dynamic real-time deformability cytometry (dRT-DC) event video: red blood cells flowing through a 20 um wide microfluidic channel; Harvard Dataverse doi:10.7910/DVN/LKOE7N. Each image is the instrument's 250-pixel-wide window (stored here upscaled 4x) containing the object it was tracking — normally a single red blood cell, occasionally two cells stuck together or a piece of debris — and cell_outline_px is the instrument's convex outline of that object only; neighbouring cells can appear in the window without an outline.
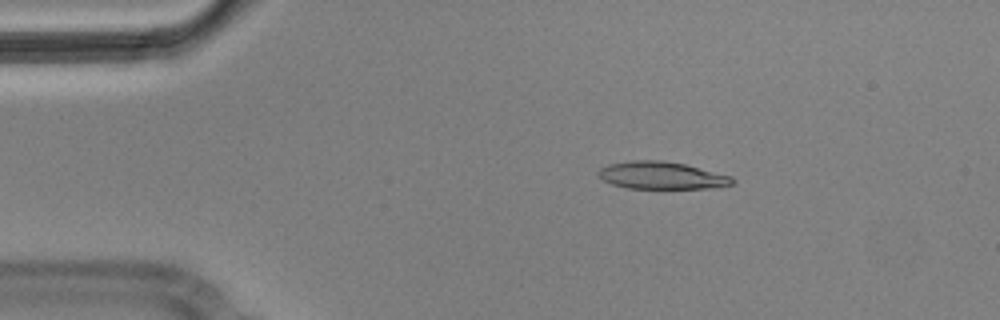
{"species": "Egyptian fruit bat (a non-hibernating species)", "species_latin": "Rousettus aegyptiacus", "temperature_condition": "cold", "stored_images_in_passage": 6, "camera_frame_rate_fps": 3000, "um_per_image_px": 0.085, "animal": {"sex": "male"}, "frame": {"image": 1, "passage_image": 3, "time_ms": 0.667, "image_size_px": [1000, 320], "cell_outline_px": [[736, 180], [732, 184], [708, 188], [628, 188], [612, 184], [604, 180], [596, 172], [600, 168], [608, 164], [632, 160], [664, 160], [684, 164], [732, 176]], "centroid_in_image_um": [56.22, 14.9], "position_along_channel_um": 28.8, "area_um2": 21.27}}
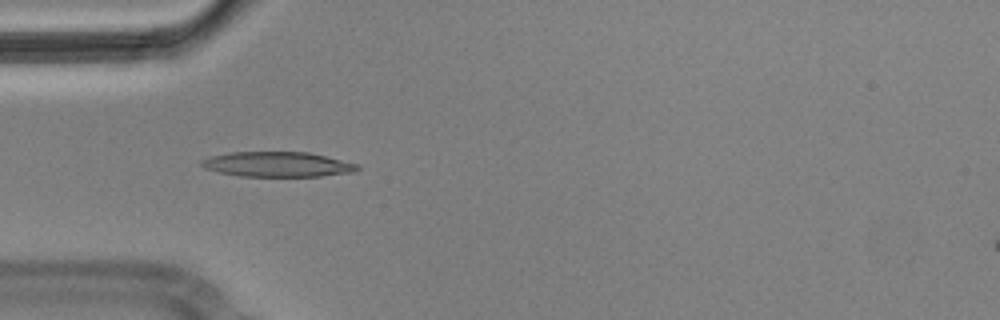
{"frame": {"image": 2, "passage_image": 5, "time_ms": 1.333, "image_size_px": [1000, 320], "cell_outline_px": [[360, 168], [352, 172], [320, 176], [240, 176], [220, 172], [204, 168], [200, 164], [200, 160], [212, 156], [232, 152], [308, 152], [360, 164]], "centroid_in_image_um": [23.6, 13.96], "position_along_channel_um": 61.4, "area_um2": 22.6}}